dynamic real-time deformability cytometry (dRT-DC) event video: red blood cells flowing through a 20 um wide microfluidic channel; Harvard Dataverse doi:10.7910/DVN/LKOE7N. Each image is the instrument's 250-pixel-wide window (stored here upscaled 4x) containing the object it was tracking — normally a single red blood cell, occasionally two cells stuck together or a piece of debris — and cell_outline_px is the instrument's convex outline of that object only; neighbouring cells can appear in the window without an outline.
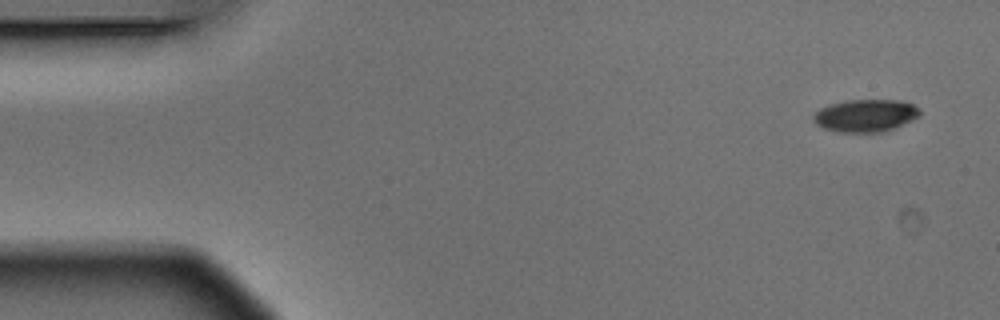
{"species": "Egyptian fruit bat (a non-hibernating species)", "species_latin": "Rousettus aegyptiacus", "temperature_condition": "warm", "stored_images_in_passage": 4, "camera_frame_rate_fps": 3000, "um_per_image_px": 0.085, "animal": {"sex": "male"}, "frame": {"image": 1, "passage_image": 1, "time_ms": 0.0, "image_size_px": [1000, 320], "cell_outline_px": [[920, 116], [892, 128], [880, 132], [836, 132], [824, 128], [816, 124], [812, 120], [812, 116], [820, 108], [828, 104], [848, 100], [900, 100], [912, 104], [920, 108]], "centroid_in_image_um": [73.53, 9.81], "position_along_channel_um": 11.5, "area_um2": 20.11}}
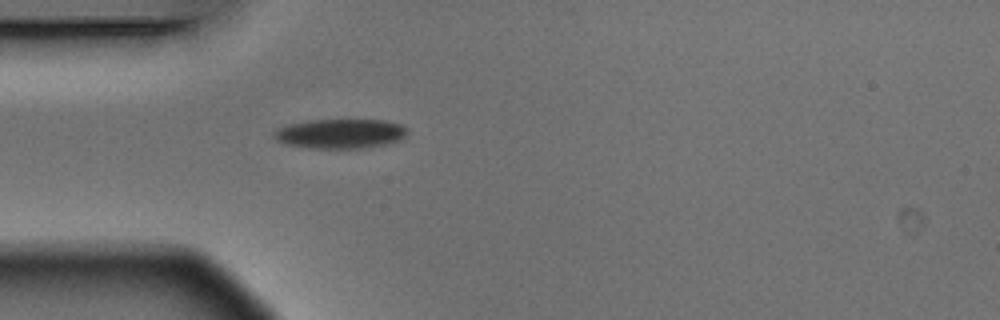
{"frame": {"image": 2, "passage_image": 4, "time_ms": 1.0, "image_size_px": [1000, 320], "cell_outline_px": [[404, 136], [400, 140], [388, 144], [360, 148], [308, 148], [288, 144], [276, 140], [272, 136], [272, 132], [288, 124], [308, 120], [384, 120], [400, 124], [404, 128]], "centroid_in_image_um": [28.88, 11.36], "position_along_channel_um": 56.1, "area_um2": 22.77}}